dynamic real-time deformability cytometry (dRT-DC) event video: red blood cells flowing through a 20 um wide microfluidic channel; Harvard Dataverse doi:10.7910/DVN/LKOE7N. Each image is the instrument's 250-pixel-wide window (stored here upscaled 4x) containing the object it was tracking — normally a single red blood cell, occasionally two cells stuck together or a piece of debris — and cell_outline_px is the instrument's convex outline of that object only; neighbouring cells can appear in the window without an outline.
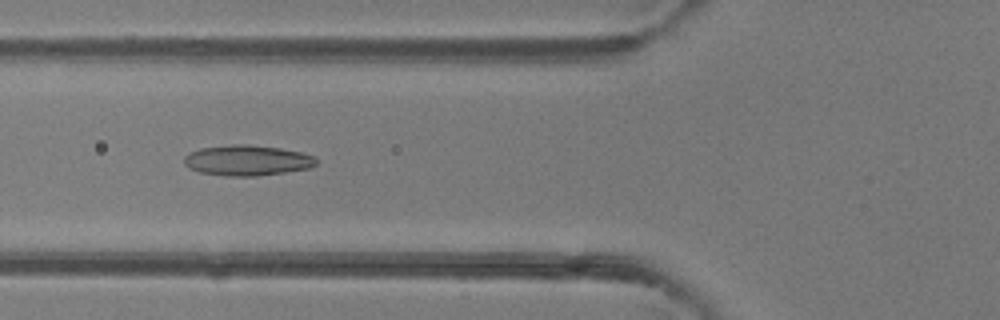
{"species": "common noctule bat (a hibernating species)", "species_latin": "Nyctalus noctula", "temperature_condition": "room temperature", "stored_images_in_passage": 23, "camera_frame_rate_fps": 3000, "um_per_image_px": 0.085, "animal": {"sex": "female"}, "frame": {"image": 1, "passage_image": 17, "time_ms": 5.333, "image_size_px": [1000, 320], "cell_outline_px": [[316, 164], [308, 168], [284, 172], [256, 176], [228, 176], [200, 172], [188, 168], [184, 164], [184, 156], [188, 152], [200, 148], [232, 144], [248, 144], [280, 148], [300, 152], [312, 156], [316, 160]], "centroid_in_image_um": [20.95, 13.62], "position_along_channel_um": 104.9, "area_um2": 23.41}}
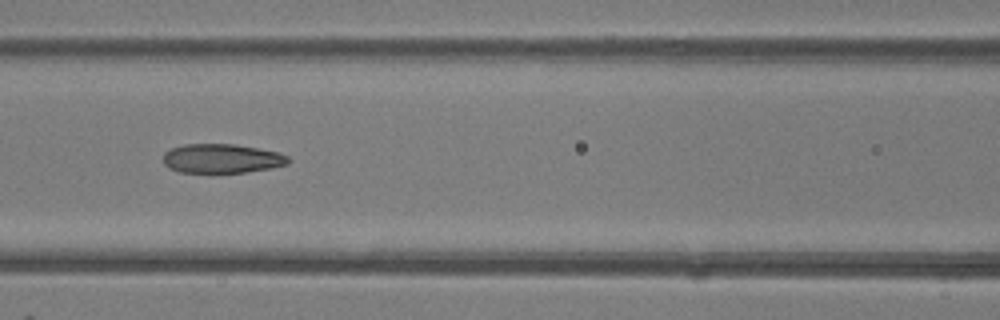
{"frame": {"image": 2, "passage_image": 20, "time_ms": 6.333, "image_size_px": [1000, 320], "cell_outline_px": [[292, 160], [288, 164], [272, 168], [244, 172], [212, 176], [208, 176], [180, 172], [168, 168], [164, 164], [164, 152], [172, 148], [184, 144], [236, 144], [280, 152], [288, 156]], "centroid_in_image_um": [18.85, 13.52], "position_along_channel_um": 147.8, "area_um2": 22.37}}
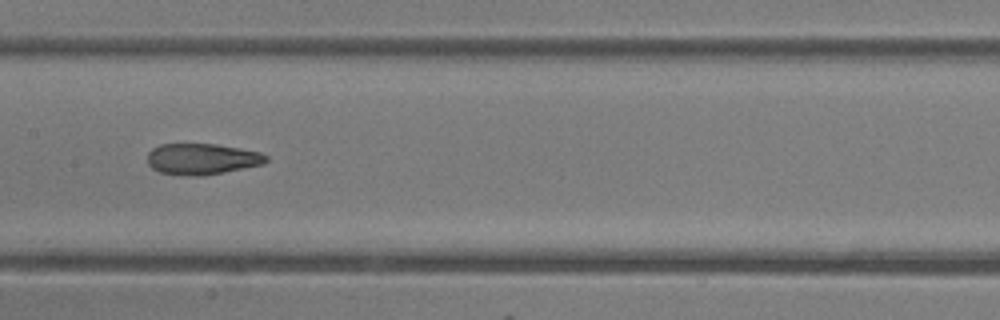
{"frame": {"image": 3, "passage_image": 23, "time_ms": 7.333, "image_size_px": [1000, 320], "cell_outline_px": [[268, 160], [264, 164], [244, 168], [200, 176], [192, 176], [160, 172], [152, 168], [148, 164], [148, 152], [152, 148], [160, 144], [216, 144], [240, 148], [260, 152], [268, 156]], "centroid_in_image_um": [17.17, 13.5], "position_along_channel_um": 190.2, "area_um2": 21.44}}